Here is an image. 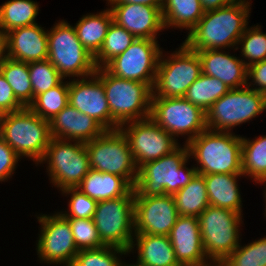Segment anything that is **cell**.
<instances>
[{"instance_id": "4316f807", "label": "cell", "mask_w": 266, "mask_h": 266, "mask_svg": "<svg viewBox=\"0 0 266 266\" xmlns=\"http://www.w3.org/2000/svg\"><path fill=\"white\" fill-rule=\"evenodd\" d=\"M112 21L113 16L108 7L99 13L83 15L74 25L78 39L93 56L101 49Z\"/></svg>"}, {"instance_id": "60d3db41", "label": "cell", "mask_w": 266, "mask_h": 266, "mask_svg": "<svg viewBox=\"0 0 266 266\" xmlns=\"http://www.w3.org/2000/svg\"><path fill=\"white\" fill-rule=\"evenodd\" d=\"M61 194L70 196L67 211H60L65 218L92 219L97 202L77 188H66Z\"/></svg>"}, {"instance_id": "d6a6232c", "label": "cell", "mask_w": 266, "mask_h": 266, "mask_svg": "<svg viewBox=\"0 0 266 266\" xmlns=\"http://www.w3.org/2000/svg\"><path fill=\"white\" fill-rule=\"evenodd\" d=\"M230 89L219 79L201 74L189 87L184 96L191 104L206 112Z\"/></svg>"}, {"instance_id": "d590c367", "label": "cell", "mask_w": 266, "mask_h": 266, "mask_svg": "<svg viewBox=\"0 0 266 266\" xmlns=\"http://www.w3.org/2000/svg\"><path fill=\"white\" fill-rule=\"evenodd\" d=\"M248 27L240 37L236 48L240 49L241 59L247 67L266 59V33L262 32L261 25Z\"/></svg>"}, {"instance_id": "30bf717a", "label": "cell", "mask_w": 266, "mask_h": 266, "mask_svg": "<svg viewBox=\"0 0 266 266\" xmlns=\"http://www.w3.org/2000/svg\"><path fill=\"white\" fill-rule=\"evenodd\" d=\"M266 110V95L247 86L230 89L205 113L207 129L233 132Z\"/></svg>"}, {"instance_id": "277c9868", "label": "cell", "mask_w": 266, "mask_h": 266, "mask_svg": "<svg viewBox=\"0 0 266 266\" xmlns=\"http://www.w3.org/2000/svg\"><path fill=\"white\" fill-rule=\"evenodd\" d=\"M0 137L20 158H29L37 166L51 139L49 121L29 107L4 113L0 116Z\"/></svg>"}, {"instance_id": "c3c4849f", "label": "cell", "mask_w": 266, "mask_h": 266, "mask_svg": "<svg viewBox=\"0 0 266 266\" xmlns=\"http://www.w3.org/2000/svg\"><path fill=\"white\" fill-rule=\"evenodd\" d=\"M119 266H141V265H139L137 262L133 264L132 263L128 264V263H125L124 261L123 262L121 261Z\"/></svg>"}, {"instance_id": "8992f818", "label": "cell", "mask_w": 266, "mask_h": 266, "mask_svg": "<svg viewBox=\"0 0 266 266\" xmlns=\"http://www.w3.org/2000/svg\"><path fill=\"white\" fill-rule=\"evenodd\" d=\"M243 214L209 205L197 218L206 257L219 266L239 245Z\"/></svg>"}, {"instance_id": "d4e9b609", "label": "cell", "mask_w": 266, "mask_h": 266, "mask_svg": "<svg viewBox=\"0 0 266 266\" xmlns=\"http://www.w3.org/2000/svg\"><path fill=\"white\" fill-rule=\"evenodd\" d=\"M202 176L206 183L208 201L211 206L230 209L242 214V198L237 179L243 177V174Z\"/></svg>"}, {"instance_id": "7a4b0ae2", "label": "cell", "mask_w": 266, "mask_h": 266, "mask_svg": "<svg viewBox=\"0 0 266 266\" xmlns=\"http://www.w3.org/2000/svg\"><path fill=\"white\" fill-rule=\"evenodd\" d=\"M187 146L197 174H242V136L206 129Z\"/></svg>"}, {"instance_id": "52a82bcc", "label": "cell", "mask_w": 266, "mask_h": 266, "mask_svg": "<svg viewBox=\"0 0 266 266\" xmlns=\"http://www.w3.org/2000/svg\"><path fill=\"white\" fill-rule=\"evenodd\" d=\"M57 22L48 30L47 59L64 79L95 74L94 56L82 45L74 26L63 19Z\"/></svg>"}, {"instance_id": "f6af8a7d", "label": "cell", "mask_w": 266, "mask_h": 266, "mask_svg": "<svg viewBox=\"0 0 266 266\" xmlns=\"http://www.w3.org/2000/svg\"><path fill=\"white\" fill-rule=\"evenodd\" d=\"M108 4H142L162 8L164 0H106Z\"/></svg>"}, {"instance_id": "ee69618b", "label": "cell", "mask_w": 266, "mask_h": 266, "mask_svg": "<svg viewBox=\"0 0 266 266\" xmlns=\"http://www.w3.org/2000/svg\"><path fill=\"white\" fill-rule=\"evenodd\" d=\"M246 86L266 95V59L247 67Z\"/></svg>"}, {"instance_id": "f1b7e54d", "label": "cell", "mask_w": 266, "mask_h": 266, "mask_svg": "<svg viewBox=\"0 0 266 266\" xmlns=\"http://www.w3.org/2000/svg\"><path fill=\"white\" fill-rule=\"evenodd\" d=\"M179 216L198 217L210 204L204 177L194 178L173 195Z\"/></svg>"}, {"instance_id": "1f68e13d", "label": "cell", "mask_w": 266, "mask_h": 266, "mask_svg": "<svg viewBox=\"0 0 266 266\" xmlns=\"http://www.w3.org/2000/svg\"><path fill=\"white\" fill-rule=\"evenodd\" d=\"M0 72L12 87L16 99L24 107H28L33 102L28 63L5 57L0 64Z\"/></svg>"}, {"instance_id": "cb8c5ba5", "label": "cell", "mask_w": 266, "mask_h": 266, "mask_svg": "<svg viewBox=\"0 0 266 266\" xmlns=\"http://www.w3.org/2000/svg\"><path fill=\"white\" fill-rule=\"evenodd\" d=\"M129 250L137 251V263L141 266H181L166 235L134 234ZM136 246V250L134 247Z\"/></svg>"}, {"instance_id": "8d00e7d4", "label": "cell", "mask_w": 266, "mask_h": 266, "mask_svg": "<svg viewBox=\"0 0 266 266\" xmlns=\"http://www.w3.org/2000/svg\"><path fill=\"white\" fill-rule=\"evenodd\" d=\"M219 266H266V236L240 244Z\"/></svg>"}, {"instance_id": "9c48e42d", "label": "cell", "mask_w": 266, "mask_h": 266, "mask_svg": "<svg viewBox=\"0 0 266 266\" xmlns=\"http://www.w3.org/2000/svg\"><path fill=\"white\" fill-rule=\"evenodd\" d=\"M134 199L132 188L125 196L97 202L92 219L105 246L129 253L135 234Z\"/></svg>"}, {"instance_id": "83f0119b", "label": "cell", "mask_w": 266, "mask_h": 266, "mask_svg": "<svg viewBox=\"0 0 266 266\" xmlns=\"http://www.w3.org/2000/svg\"><path fill=\"white\" fill-rule=\"evenodd\" d=\"M204 13L200 0H164L162 7L165 29H185L188 33Z\"/></svg>"}, {"instance_id": "681fc988", "label": "cell", "mask_w": 266, "mask_h": 266, "mask_svg": "<svg viewBox=\"0 0 266 266\" xmlns=\"http://www.w3.org/2000/svg\"><path fill=\"white\" fill-rule=\"evenodd\" d=\"M231 3H252L249 0H229Z\"/></svg>"}, {"instance_id": "7c38bea8", "label": "cell", "mask_w": 266, "mask_h": 266, "mask_svg": "<svg viewBox=\"0 0 266 266\" xmlns=\"http://www.w3.org/2000/svg\"><path fill=\"white\" fill-rule=\"evenodd\" d=\"M50 183L59 191L76 188L90 170L85 143L51 138L42 159Z\"/></svg>"}, {"instance_id": "3957f363", "label": "cell", "mask_w": 266, "mask_h": 266, "mask_svg": "<svg viewBox=\"0 0 266 266\" xmlns=\"http://www.w3.org/2000/svg\"><path fill=\"white\" fill-rule=\"evenodd\" d=\"M187 144L138 169L134 196L174 195L185 187L197 174L196 168L187 167L189 162Z\"/></svg>"}, {"instance_id": "7dc6e473", "label": "cell", "mask_w": 266, "mask_h": 266, "mask_svg": "<svg viewBox=\"0 0 266 266\" xmlns=\"http://www.w3.org/2000/svg\"><path fill=\"white\" fill-rule=\"evenodd\" d=\"M5 57H6L5 35L0 33V64L3 62V59Z\"/></svg>"}, {"instance_id": "d6986e66", "label": "cell", "mask_w": 266, "mask_h": 266, "mask_svg": "<svg viewBox=\"0 0 266 266\" xmlns=\"http://www.w3.org/2000/svg\"><path fill=\"white\" fill-rule=\"evenodd\" d=\"M108 7L113 21L136 38L157 40L158 32L165 29L162 8L142 4H108Z\"/></svg>"}, {"instance_id": "ab89813d", "label": "cell", "mask_w": 266, "mask_h": 266, "mask_svg": "<svg viewBox=\"0 0 266 266\" xmlns=\"http://www.w3.org/2000/svg\"><path fill=\"white\" fill-rule=\"evenodd\" d=\"M78 250L105 246L100 239L93 219L67 218Z\"/></svg>"}, {"instance_id": "7bdbcfd3", "label": "cell", "mask_w": 266, "mask_h": 266, "mask_svg": "<svg viewBox=\"0 0 266 266\" xmlns=\"http://www.w3.org/2000/svg\"><path fill=\"white\" fill-rule=\"evenodd\" d=\"M24 106L16 99L12 87L0 72V113H10L21 110Z\"/></svg>"}, {"instance_id": "6da1fadb", "label": "cell", "mask_w": 266, "mask_h": 266, "mask_svg": "<svg viewBox=\"0 0 266 266\" xmlns=\"http://www.w3.org/2000/svg\"><path fill=\"white\" fill-rule=\"evenodd\" d=\"M251 3H231L206 11L183 41L191 50L235 49L248 27Z\"/></svg>"}, {"instance_id": "44dd1931", "label": "cell", "mask_w": 266, "mask_h": 266, "mask_svg": "<svg viewBox=\"0 0 266 266\" xmlns=\"http://www.w3.org/2000/svg\"><path fill=\"white\" fill-rule=\"evenodd\" d=\"M6 57L25 63L48 58V30L38 23L5 34Z\"/></svg>"}, {"instance_id": "e575fe53", "label": "cell", "mask_w": 266, "mask_h": 266, "mask_svg": "<svg viewBox=\"0 0 266 266\" xmlns=\"http://www.w3.org/2000/svg\"><path fill=\"white\" fill-rule=\"evenodd\" d=\"M135 39L136 37L132 33L112 21L101 49L94 56L96 68L104 67L114 57L123 53Z\"/></svg>"}, {"instance_id": "f546056e", "label": "cell", "mask_w": 266, "mask_h": 266, "mask_svg": "<svg viewBox=\"0 0 266 266\" xmlns=\"http://www.w3.org/2000/svg\"><path fill=\"white\" fill-rule=\"evenodd\" d=\"M39 3L33 0H8L0 6V33L36 24Z\"/></svg>"}, {"instance_id": "9a60e30c", "label": "cell", "mask_w": 266, "mask_h": 266, "mask_svg": "<svg viewBox=\"0 0 266 266\" xmlns=\"http://www.w3.org/2000/svg\"><path fill=\"white\" fill-rule=\"evenodd\" d=\"M36 218L41 225L36 243L40 263L70 266L79 250L75 245L68 219L60 212L53 215L41 213Z\"/></svg>"}, {"instance_id": "484cf974", "label": "cell", "mask_w": 266, "mask_h": 266, "mask_svg": "<svg viewBox=\"0 0 266 266\" xmlns=\"http://www.w3.org/2000/svg\"><path fill=\"white\" fill-rule=\"evenodd\" d=\"M76 188L99 202L125 196L133 187L121 176L90 169Z\"/></svg>"}, {"instance_id": "7402d4cb", "label": "cell", "mask_w": 266, "mask_h": 266, "mask_svg": "<svg viewBox=\"0 0 266 266\" xmlns=\"http://www.w3.org/2000/svg\"><path fill=\"white\" fill-rule=\"evenodd\" d=\"M51 138L87 143L106 129L92 117L69 104L49 121Z\"/></svg>"}, {"instance_id": "e0dca14e", "label": "cell", "mask_w": 266, "mask_h": 266, "mask_svg": "<svg viewBox=\"0 0 266 266\" xmlns=\"http://www.w3.org/2000/svg\"><path fill=\"white\" fill-rule=\"evenodd\" d=\"M135 234L166 235L179 217L173 195L135 196Z\"/></svg>"}, {"instance_id": "f907efd6", "label": "cell", "mask_w": 266, "mask_h": 266, "mask_svg": "<svg viewBox=\"0 0 266 266\" xmlns=\"http://www.w3.org/2000/svg\"><path fill=\"white\" fill-rule=\"evenodd\" d=\"M265 183H266V181L261 182V183H258V184H263V185H264ZM265 186H266V185H265ZM265 189H266V188H265ZM264 196H265V210H264V211H265V215H264V216L266 217V190H264Z\"/></svg>"}, {"instance_id": "ac0fdd59", "label": "cell", "mask_w": 266, "mask_h": 266, "mask_svg": "<svg viewBox=\"0 0 266 266\" xmlns=\"http://www.w3.org/2000/svg\"><path fill=\"white\" fill-rule=\"evenodd\" d=\"M69 105L86 114L106 130H117L119 125L112 119L103 82L95 75L69 81Z\"/></svg>"}, {"instance_id": "5b68a950", "label": "cell", "mask_w": 266, "mask_h": 266, "mask_svg": "<svg viewBox=\"0 0 266 266\" xmlns=\"http://www.w3.org/2000/svg\"><path fill=\"white\" fill-rule=\"evenodd\" d=\"M95 75L103 82L112 119L121 126L150 117L152 88L136 80L122 79L97 68Z\"/></svg>"}, {"instance_id": "ffe728a7", "label": "cell", "mask_w": 266, "mask_h": 266, "mask_svg": "<svg viewBox=\"0 0 266 266\" xmlns=\"http://www.w3.org/2000/svg\"><path fill=\"white\" fill-rule=\"evenodd\" d=\"M168 237L181 266H214L206 257L197 217L179 216Z\"/></svg>"}, {"instance_id": "b9f144b4", "label": "cell", "mask_w": 266, "mask_h": 266, "mask_svg": "<svg viewBox=\"0 0 266 266\" xmlns=\"http://www.w3.org/2000/svg\"><path fill=\"white\" fill-rule=\"evenodd\" d=\"M21 158L0 137V182L8 181L13 176L17 163Z\"/></svg>"}, {"instance_id": "5bb4252c", "label": "cell", "mask_w": 266, "mask_h": 266, "mask_svg": "<svg viewBox=\"0 0 266 266\" xmlns=\"http://www.w3.org/2000/svg\"><path fill=\"white\" fill-rule=\"evenodd\" d=\"M119 129L128 140L138 169L145 163L173 152L180 145L177 139L161 128L151 117L127 122Z\"/></svg>"}, {"instance_id": "ba28073f", "label": "cell", "mask_w": 266, "mask_h": 266, "mask_svg": "<svg viewBox=\"0 0 266 266\" xmlns=\"http://www.w3.org/2000/svg\"><path fill=\"white\" fill-rule=\"evenodd\" d=\"M176 49L170 56L167 52V57L163 55V50L160 54L152 98L184 97L188 87L202 74L196 51L184 42Z\"/></svg>"}, {"instance_id": "f35d334b", "label": "cell", "mask_w": 266, "mask_h": 266, "mask_svg": "<svg viewBox=\"0 0 266 266\" xmlns=\"http://www.w3.org/2000/svg\"><path fill=\"white\" fill-rule=\"evenodd\" d=\"M34 98L57 86L64 78L48 59L28 63Z\"/></svg>"}, {"instance_id": "bcb514c9", "label": "cell", "mask_w": 266, "mask_h": 266, "mask_svg": "<svg viewBox=\"0 0 266 266\" xmlns=\"http://www.w3.org/2000/svg\"><path fill=\"white\" fill-rule=\"evenodd\" d=\"M203 10L211 11L231 4L229 0H200Z\"/></svg>"}, {"instance_id": "603a6c76", "label": "cell", "mask_w": 266, "mask_h": 266, "mask_svg": "<svg viewBox=\"0 0 266 266\" xmlns=\"http://www.w3.org/2000/svg\"><path fill=\"white\" fill-rule=\"evenodd\" d=\"M201 62L202 74L221 80L229 89L247 84V66L240 57L226 53L225 49L196 51Z\"/></svg>"}, {"instance_id": "4fadbf2b", "label": "cell", "mask_w": 266, "mask_h": 266, "mask_svg": "<svg viewBox=\"0 0 266 266\" xmlns=\"http://www.w3.org/2000/svg\"><path fill=\"white\" fill-rule=\"evenodd\" d=\"M150 117L177 140L187 135L185 144L207 129L206 113L184 97L151 98Z\"/></svg>"}, {"instance_id": "4dcf8cb0", "label": "cell", "mask_w": 266, "mask_h": 266, "mask_svg": "<svg viewBox=\"0 0 266 266\" xmlns=\"http://www.w3.org/2000/svg\"><path fill=\"white\" fill-rule=\"evenodd\" d=\"M242 174L256 184L266 181V135L242 137Z\"/></svg>"}, {"instance_id": "8fae6325", "label": "cell", "mask_w": 266, "mask_h": 266, "mask_svg": "<svg viewBox=\"0 0 266 266\" xmlns=\"http://www.w3.org/2000/svg\"><path fill=\"white\" fill-rule=\"evenodd\" d=\"M85 145L90 169L121 176L135 187L138 168L128 140L120 129L106 130Z\"/></svg>"}, {"instance_id": "2e32d148", "label": "cell", "mask_w": 266, "mask_h": 266, "mask_svg": "<svg viewBox=\"0 0 266 266\" xmlns=\"http://www.w3.org/2000/svg\"><path fill=\"white\" fill-rule=\"evenodd\" d=\"M162 48L158 40L136 38L120 55L104 68L116 77L136 80L153 88Z\"/></svg>"}, {"instance_id": "836d02e7", "label": "cell", "mask_w": 266, "mask_h": 266, "mask_svg": "<svg viewBox=\"0 0 266 266\" xmlns=\"http://www.w3.org/2000/svg\"><path fill=\"white\" fill-rule=\"evenodd\" d=\"M69 81L64 79L55 87L37 95L28 106L35 114L46 121L52 120L69 104Z\"/></svg>"}, {"instance_id": "74e56055", "label": "cell", "mask_w": 266, "mask_h": 266, "mask_svg": "<svg viewBox=\"0 0 266 266\" xmlns=\"http://www.w3.org/2000/svg\"><path fill=\"white\" fill-rule=\"evenodd\" d=\"M127 254L126 250L112 246L83 249L79 250L70 266H119L122 255Z\"/></svg>"}]
</instances>
